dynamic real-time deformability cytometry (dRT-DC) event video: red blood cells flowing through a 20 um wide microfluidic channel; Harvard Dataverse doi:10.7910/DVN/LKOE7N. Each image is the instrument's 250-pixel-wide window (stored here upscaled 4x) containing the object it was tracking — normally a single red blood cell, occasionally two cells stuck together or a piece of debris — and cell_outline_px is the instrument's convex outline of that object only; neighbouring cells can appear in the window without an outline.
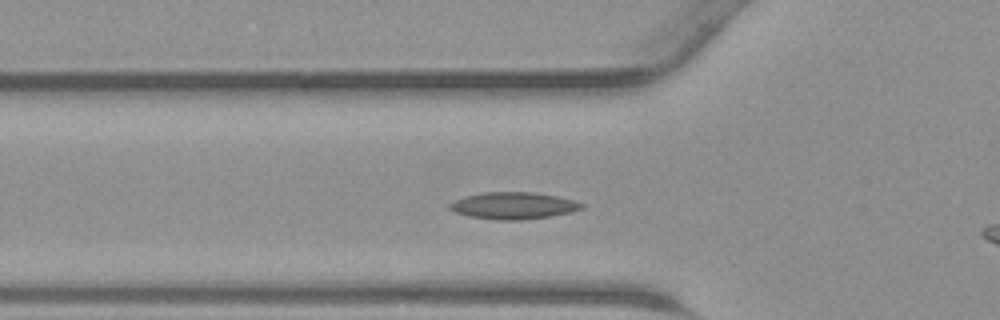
{"species": "common noctule bat (a hibernating species)", "species_latin": "Nyctalus noctula", "temperature_condition": "warm", "stored_images_in_passage": 32, "camera_frame_rate_fps": 3000, "um_per_image_px": 0.085, "animal": {"sex": "male", "body_mass_g": 23.1, "forearm_length_mm": 52.7}, "frame": {"image": 1, "passage_image": 10, "time_ms": 3.0, "image_size_px": [1000, 320], "cell_outline_px": [[584, 208], [572, 212], [552, 216], [520, 220], [496, 220], [468, 216], [456, 212], [448, 208], [448, 204], [464, 196], [484, 192], [532, 192], [556, 196], [572, 200], [584, 204]], "centroid_in_image_um": [43.64, 17.48], "position_along_channel_um": 82.2, "area_um2": 20.69}}
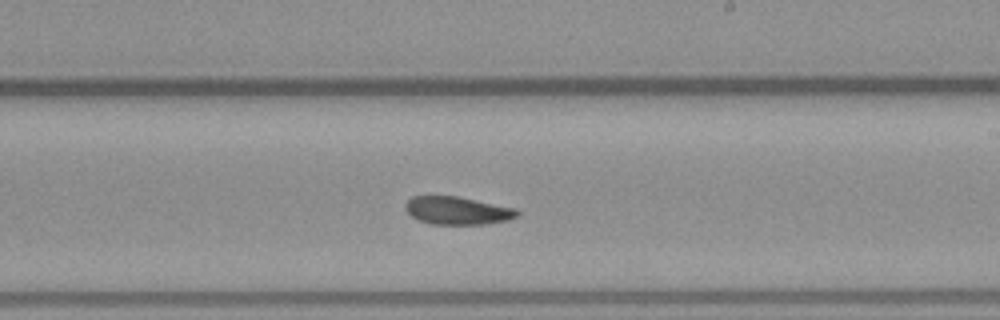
{"frame": {"image": 2, "passage_image": 21, "time_ms": 6.667, "image_size_px": [1000, 320], "cell_outline_px": [[520, 212], [516, 216], [508, 220], [484, 224], [432, 224], [420, 220], [412, 216], [404, 208], [404, 204], [412, 196], [456, 196], [516, 208]], "centroid_in_image_um": [38.87, 17.89], "position_along_channel_um": 250.1, "area_um2": 18.03}}
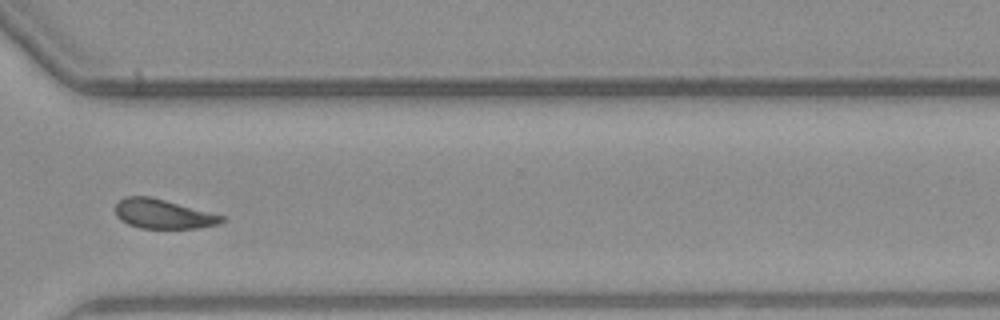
{"frame": {"image": 3, "passage_image": 28, "time_ms": 9.0, "image_size_px": [1000, 320], "cell_outline_px": [[224, 220], [220, 224], [200, 228], [140, 228], [128, 224], [120, 220], [116, 216], [116, 204], [124, 196], [148, 196], [164, 200], [224, 216]], "centroid_in_image_um": [13.84, 18.2], "position_along_channel_um": 356.8, "area_um2": 18.03}}